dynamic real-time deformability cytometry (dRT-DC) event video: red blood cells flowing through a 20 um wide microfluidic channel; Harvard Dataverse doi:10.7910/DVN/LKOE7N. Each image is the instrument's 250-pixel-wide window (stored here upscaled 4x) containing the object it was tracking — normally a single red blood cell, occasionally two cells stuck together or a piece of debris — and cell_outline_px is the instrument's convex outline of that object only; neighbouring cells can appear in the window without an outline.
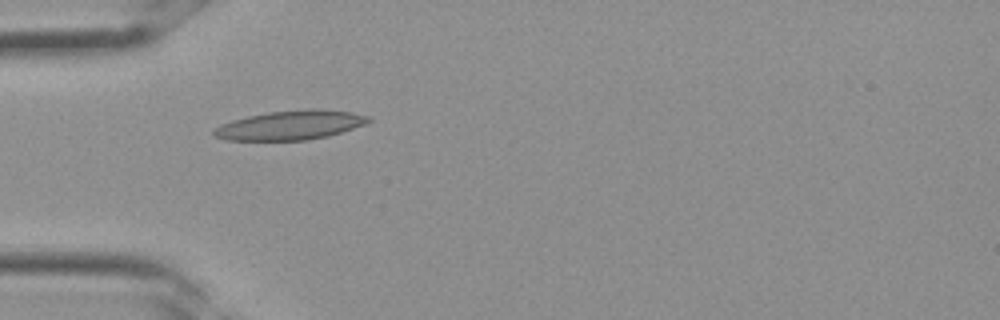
{"species": "Egyptian fruit bat (a non-hibernating species)", "species_latin": "Rousettus aegyptiacus", "temperature_condition": "room temperature", "stored_images_in_passage": 25, "camera_frame_rate_fps": 3000, "um_per_image_px": 0.085, "frame": {"image": 1, "passage_image": 1, "time_ms": 0.0, "image_size_px": [1000, 320], "cell_outline_px": [[372, 120], [364, 124], [328, 136], [308, 140], [228, 140], [212, 136], [212, 132], [220, 124], [232, 120], [248, 116], [268, 112], [308, 108], [316, 108], [352, 112], [372, 116]], "centroid_in_image_um": [24.69, 10.63], "position_along_channel_um": 60.3, "area_um2": 26.47}}
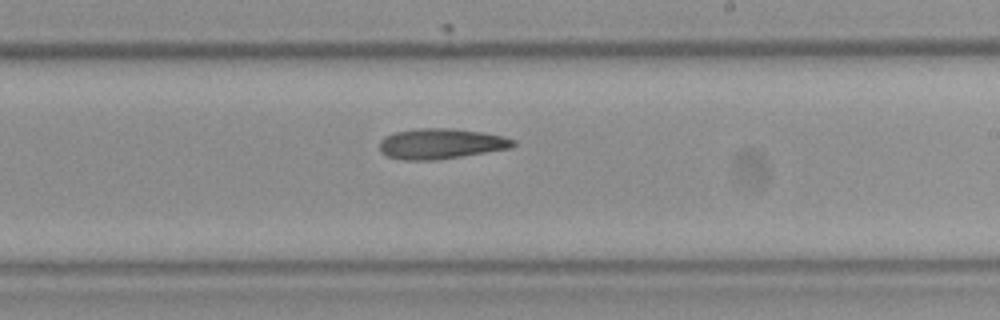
{"frame": {"image": 2, "passage_image": 11, "time_ms": 3.333, "image_size_px": [1000, 320], "cell_outline_px": [[516, 144], [512, 148], [436, 160], [400, 160], [388, 156], [380, 152], [380, 140], [384, 136], [396, 132], [420, 128], [452, 128], [484, 132], [504, 136], [516, 140]], "centroid_in_image_um": [37.5, 12.21], "position_along_channel_um": 251.5, "area_um2": 23.87}}
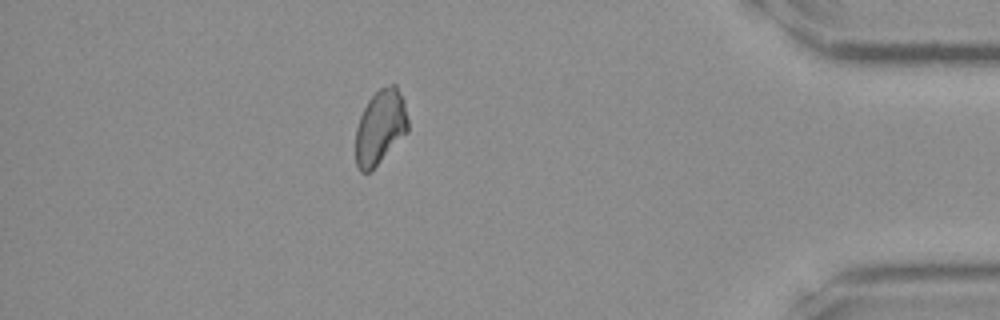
{"frame": {"image": 3, "passage_image": 21, "time_ms": 6.667, "image_size_px": [1000, 320], "cell_outline_px": [[408, 132], [368, 172], [360, 172], [356, 164], [356, 128], [360, 116], [368, 100], [380, 88], [392, 84], [396, 84], [404, 100], [408, 120]], "centroid_in_image_um": [32.33, 10.77], "position_along_channel_um": 402.9, "area_um2": 22.43}}